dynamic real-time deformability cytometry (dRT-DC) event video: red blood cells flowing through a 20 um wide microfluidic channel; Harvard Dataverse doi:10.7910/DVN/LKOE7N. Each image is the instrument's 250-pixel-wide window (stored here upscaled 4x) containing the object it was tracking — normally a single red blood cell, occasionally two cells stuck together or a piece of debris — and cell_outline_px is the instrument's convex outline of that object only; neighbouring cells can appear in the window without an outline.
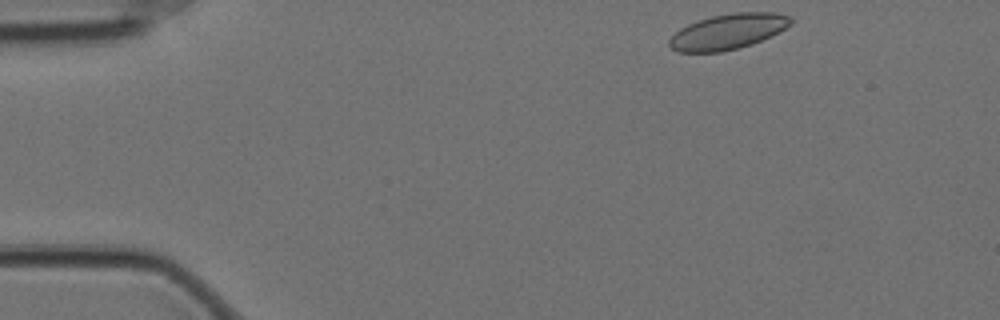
{"species": "Egyptian fruit bat (a non-hibernating species)", "species_latin": "Rousettus aegyptiacus", "temperature_condition": "cold", "stored_images_in_passage": 51, "camera_frame_rate_fps": 3000, "um_per_image_px": 0.085, "animal": {"sex": "female"}, "frame": {"image": 1, "passage_image": 1, "time_ms": 0.0, "image_size_px": [1000, 320], "cell_outline_px": [[792, 24], [772, 36], [752, 44], [720, 52], [676, 52], [668, 44], [668, 40], [680, 28], [688, 24], [712, 16], [736, 12], [776, 12], [792, 16]], "centroid_in_image_um": [61.91, 2.68], "position_along_channel_um": 23.1, "area_um2": 25.09}}
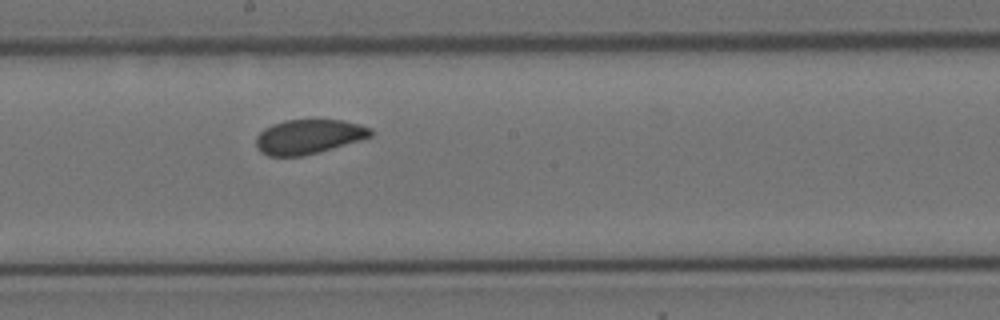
{"frame": {"image": 2, "passage_image": 25, "time_ms": 8.0, "image_size_px": [1000, 320], "cell_outline_px": [[372, 136], [360, 140], [304, 156], [268, 156], [260, 152], [256, 148], [256, 136], [264, 128], [272, 124], [284, 120], [316, 116], [320, 116], [344, 120], [360, 124], [372, 128]], "centroid_in_image_um": [26.23, 11.55], "position_along_channel_um": 222.0, "area_um2": 24.04}}
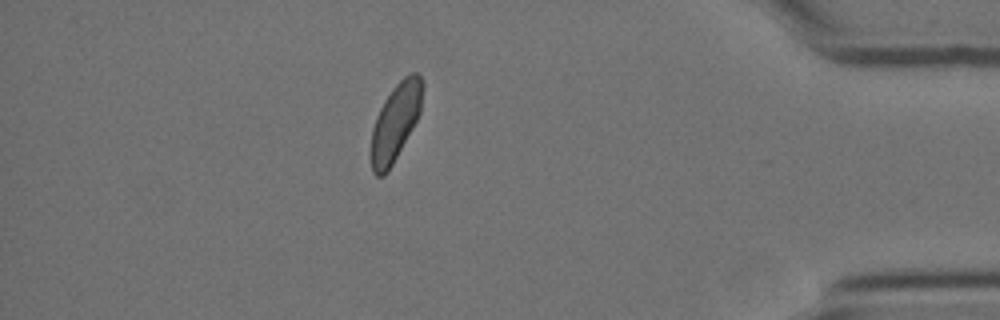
{"frame": {"image": 3, "passage_image": 44, "time_ms": 14.333, "image_size_px": [1000, 320], "cell_outline_px": [[424, 84], [420, 112], [412, 128], [388, 172], [384, 176], [376, 176], [372, 172], [372, 128], [376, 116], [384, 100], [392, 88], [404, 76], [412, 72], [416, 72], [420, 76]], "centroid_in_image_um": [33.62, 10.35], "position_along_channel_um": 401.6, "area_um2": 22.89}, "authors_computed_cell_mechanics": {"area_um2": 23.8714, "velocity_mm_per_s": 3.4674, "shape_relaxation_time_tau1_ms": 5.124, "shape_relaxation_time_tau2_ms": null, "deformation_change_tau1": 0.0783, "deformation_change_tau2": null}}